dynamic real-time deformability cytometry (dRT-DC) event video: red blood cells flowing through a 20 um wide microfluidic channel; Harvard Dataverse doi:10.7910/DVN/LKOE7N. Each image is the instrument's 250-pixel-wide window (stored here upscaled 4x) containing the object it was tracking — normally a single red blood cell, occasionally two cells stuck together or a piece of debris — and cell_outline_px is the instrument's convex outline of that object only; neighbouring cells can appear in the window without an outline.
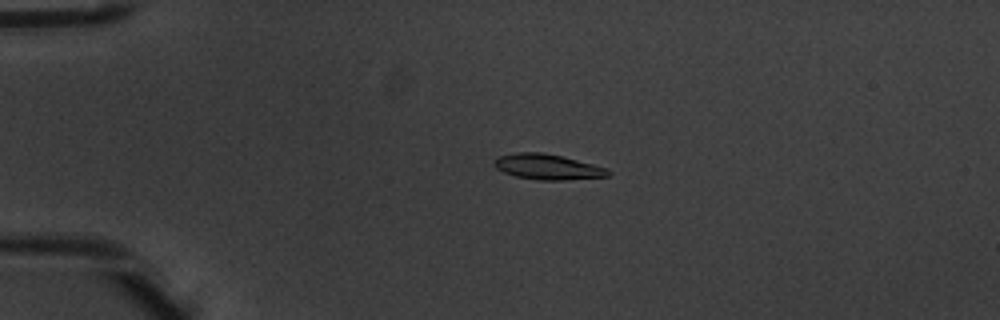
{"species": "common noctule bat (a hibernating species)", "species_latin": "Nyctalus noctula", "temperature_condition": "warm", "stored_images_in_passage": 4, "camera_frame_rate_fps": 3000, "um_per_image_px": 0.085, "animal": {"sex": "male", "body_mass_g": 20.1, "forearm_length_mm": 53.5}, "frame": {"image": 1, "passage_image": 3, "time_ms": 0.667, "image_size_px": [1000, 320], "cell_outline_px": [[612, 172], [608, 176], [564, 180], [536, 180], [516, 176], [504, 172], [496, 168], [492, 164], [500, 156], [516, 152], [540, 152], [564, 156], [608, 168]], "centroid_in_image_um": [46.58, 14.18], "position_along_channel_um": 38.4, "area_um2": 16.94}}